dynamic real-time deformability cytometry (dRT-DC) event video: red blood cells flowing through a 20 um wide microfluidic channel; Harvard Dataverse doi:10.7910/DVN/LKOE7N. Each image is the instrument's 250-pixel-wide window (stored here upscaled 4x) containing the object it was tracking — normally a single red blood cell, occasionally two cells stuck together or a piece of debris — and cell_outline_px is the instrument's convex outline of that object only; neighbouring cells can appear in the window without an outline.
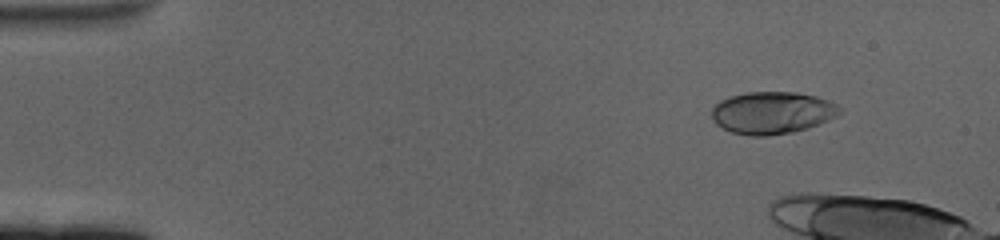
{"species": "human", "species_latin": "Homo sapiens", "temperature_condition": "cold", "stored_images_in_passage": 10, "camera_frame_rate_fps": 3000, "um_per_image_px": 0.085, "donor": {"sex": "female"}, "frame": {"image": 1, "passage_image": 1, "time_ms": 0.0, "image_size_px": [1000, 240], "cell_outline_px": [[844, 112], [828, 120], [808, 128], [792, 132], [768, 136], [748, 136], [732, 132], [716, 124], [712, 120], [712, 108], [720, 100], [732, 96], [748, 92], [796, 92], [816, 96], [828, 100], [836, 104]], "centroid_in_image_um": [65.65, 9.59], "position_along_channel_um": 19.4, "area_um2": 31.56}}